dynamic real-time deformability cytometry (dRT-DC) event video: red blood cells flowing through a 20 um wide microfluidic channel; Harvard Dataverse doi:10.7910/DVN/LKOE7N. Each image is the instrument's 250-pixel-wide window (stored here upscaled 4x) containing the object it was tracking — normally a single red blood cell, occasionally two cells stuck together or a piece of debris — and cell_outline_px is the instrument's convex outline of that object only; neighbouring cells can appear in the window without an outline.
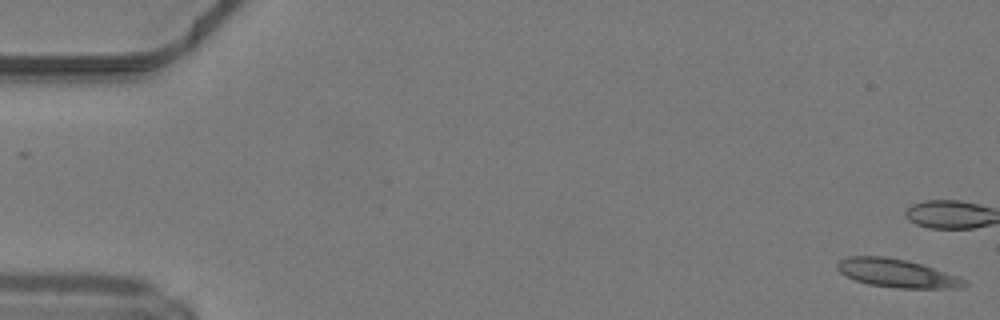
{"species": "common noctule bat (a hibernating species)", "species_latin": "Nyctalus noctula", "temperature_condition": "warm", "stored_images_in_passage": 17, "camera_frame_rate_fps": 3000, "um_per_image_px": 0.085, "animal": {"sex": "male", "body_mass_g": 19.2, "forearm_length_mm": 51.8}, "frame": {"image": 1, "passage_image": 1, "time_ms": 0.0, "image_size_px": [1000, 320], "cell_outline_px": [[968, 284], [960, 288], [896, 288], [868, 284], [856, 280], [840, 272], [836, 268], [836, 264], [840, 260], [848, 256], [884, 256], [904, 260], [920, 264], [956, 276], [964, 280]], "centroid_in_image_um": [76.19, 23.22], "position_along_channel_um": 8.8, "area_um2": 20.63}}